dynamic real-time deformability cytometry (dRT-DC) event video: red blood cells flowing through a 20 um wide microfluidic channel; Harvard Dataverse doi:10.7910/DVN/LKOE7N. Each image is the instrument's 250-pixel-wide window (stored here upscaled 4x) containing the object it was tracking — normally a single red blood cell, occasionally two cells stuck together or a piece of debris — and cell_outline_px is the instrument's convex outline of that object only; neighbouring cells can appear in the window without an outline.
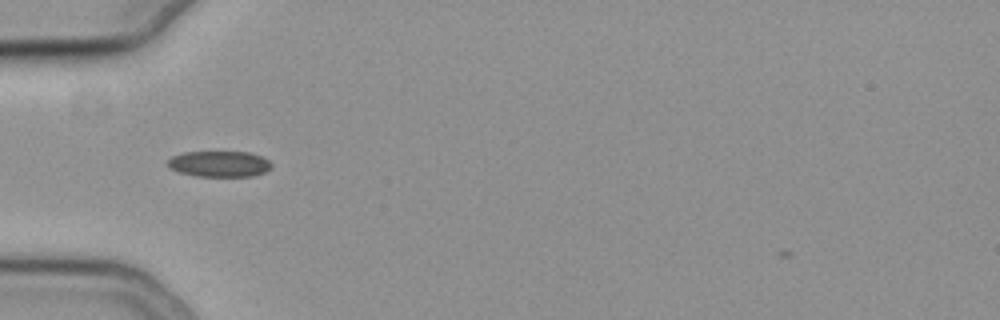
{"species": "common noctule bat (a hibernating species)", "species_latin": "Nyctalus noctula", "temperature_condition": "cold", "stored_images_in_passage": 41, "camera_frame_rate_fps": 3000, "um_per_image_px": 0.085, "animal": {"sex": "female", "body_mass_g": 19.3, "forearm_length_mm": 54.1}, "frame": {"image": 1, "passage_image": 4, "time_ms": 1.0, "image_size_px": [1000, 320], "cell_outline_px": [[272, 168], [264, 172], [252, 176], [196, 176], [180, 172], [168, 168], [168, 160], [172, 156], [184, 152], [248, 152], [260, 156], [268, 160], [272, 164]], "centroid_in_image_um": [18.64, 13.93], "position_along_channel_um": 66.4, "area_um2": 15.61}}
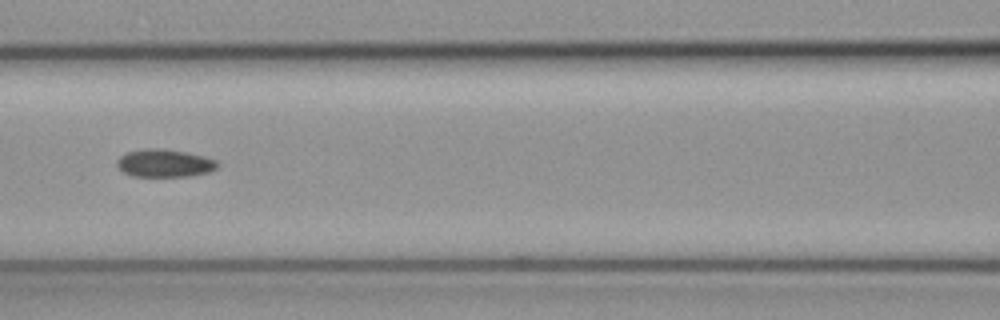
{"frame": {"image": 2, "passage_image": 11, "time_ms": 3.333, "image_size_px": [1000, 320], "cell_outline_px": [[220, 164], [212, 172], [188, 176], [132, 176], [124, 172], [116, 164], [116, 160], [120, 156], [128, 152], [144, 148], [160, 148], [188, 152], [204, 156], [216, 160]], "centroid_in_image_um": [14.02, 13.86], "position_along_channel_um": 152.6, "area_um2": 16.42}}
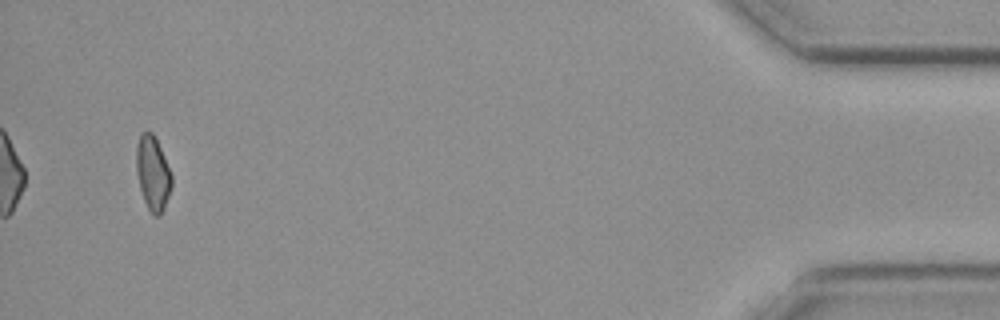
{"frame": {"image": 3, "passage_image": 39, "time_ms": 12.667, "image_size_px": [1000, 320], "cell_outline_px": [[172, 188], [164, 208], [160, 216], [152, 216], [144, 200], [140, 188], [136, 172], [136, 144], [140, 132], [152, 132], [164, 156], [172, 176]], "centroid_in_image_um": [12.98, 14.74], "position_along_channel_um": 422.2, "area_um2": 15.37}}